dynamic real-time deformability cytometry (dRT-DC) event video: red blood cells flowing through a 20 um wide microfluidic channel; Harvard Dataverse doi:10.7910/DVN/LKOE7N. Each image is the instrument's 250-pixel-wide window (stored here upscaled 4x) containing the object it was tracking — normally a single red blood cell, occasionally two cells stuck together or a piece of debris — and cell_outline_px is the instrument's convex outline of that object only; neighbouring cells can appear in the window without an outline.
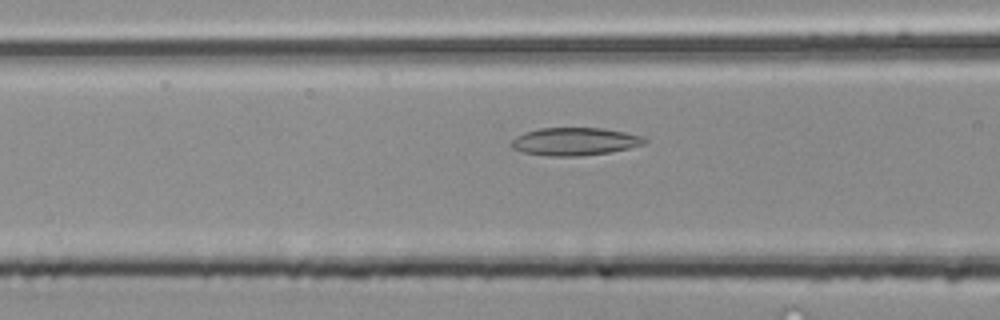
{"species": "common noctule bat (a hibernating species)", "species_latin": "Nyctalus noctula", "temperature_condition": "room temperature", "stored_images_in_passage": 31, "camera_frame_rate_fps": 3000, "um_per_image_px": 0.085, "animal": {"sex": "male", "body_mass_g": 20.4}, "frame": {"image": 1, "passage_image": 7, "time_ms": 2.0, "image_size_px": [1000, 320], "cell_outline_px": [[648, 140], [644, 144], [628, 148], [608, 152], [576, 156], [548, 156], [524, 152], [512, 148], [512, 140], [516, 136], [524, 132], [540, 128], [604, 128], [624, 132], [640, 136]], "centroid_in_image_um": [48.83, 12.02], "position_along_channel_um": 117.8, "area_um2": 21.33}}
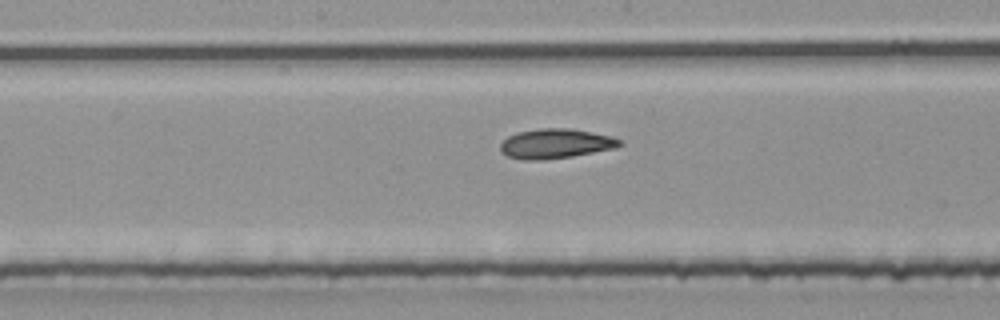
{"frame": {"image": 2, "passage_image": 13, "time_ms": 4.0, "image_size_px": [1000, 320], "cell_outline_px": [[624, 144], [616, 148], [572, 156], [540, 160], [524, 160], [508, 156], [500, 152], [500, 144], [508, 136], [516, 132], [540, 128], [572, 128], [612, 136], [620, 140]], "centroid_in_image_um": [47.23, 12.2], "position_along_channel_um": 201.0, "area_um2": 20.75}}
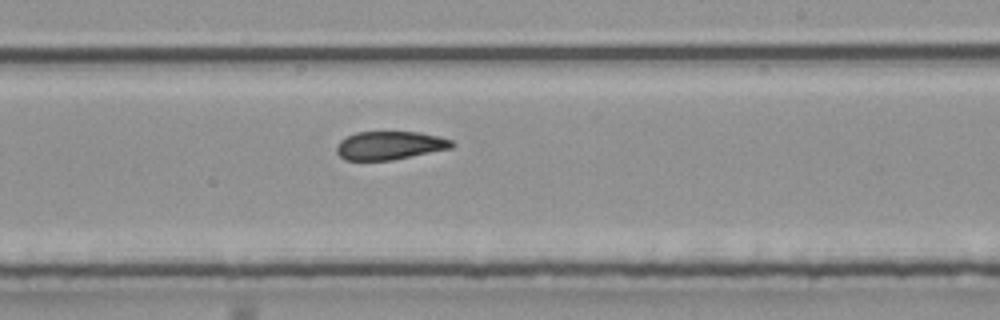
{"frame": {"image": 3, "passage_image": 17, "time_ms": 5.333, "image_size_px": [1000, 320], "cell_outline_px": [[456, 144], [452, 148], [392, 160], [344, 160], [336, 152], [336, 144], [340, 140], [356, 132], [420, 132], [440, 136], [452, 140]], "centroid_in_image_um": [33.14, 12.36], "position_along_channel_um": 255.9, "area_um2": 19.19}, "authors_computed_cell_mechanics": {"area_um2": 20.2878, "velocity_mm_per_s": 4.1542, "shape_relaxation_time_tau1_ms": null, "shape_relaxation_time_tau2_ms": 3.4915, "deformation_change_tau1": null, "deformation_change_tau2": 0.1137}}